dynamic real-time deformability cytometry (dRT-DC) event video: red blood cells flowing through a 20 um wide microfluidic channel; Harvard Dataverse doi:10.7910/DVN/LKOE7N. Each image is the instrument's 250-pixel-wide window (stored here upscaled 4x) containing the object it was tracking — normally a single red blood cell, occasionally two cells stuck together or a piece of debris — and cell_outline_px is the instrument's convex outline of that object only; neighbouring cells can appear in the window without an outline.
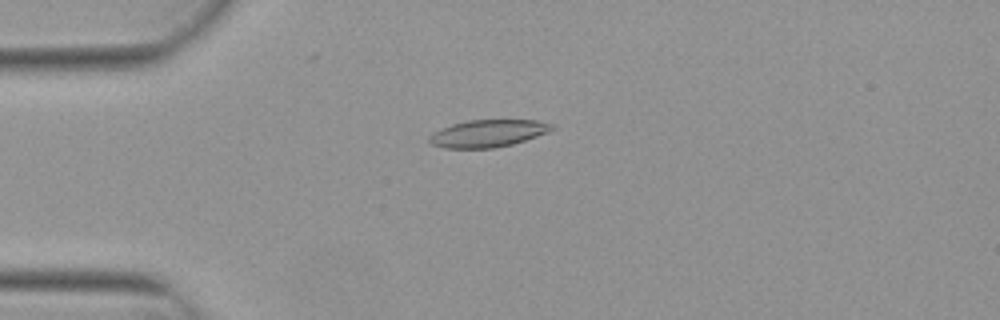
{"species": "Egyptian fruit bat (a non-hibernating species)", "species_latin": "Rousettus aegyptiacus", "temperature_condition": "warm", "stored_images_in_passage": 44, "camera_frame_rate_fps": 3000, "um_per_image_px": 0.085, "animal": {"sex": "female"}, "frame": {"image": 1, "passage_image": 4, "time_ms": 1.0, "image_size_px": [1000, 320], "cell_outline_px": [[556, 128], [548, 132], [512, 144], [492, 148], [444, 148], [432, 144], [428, 140], [428, 136], [432, 132], [440, 128], [452, 124], [468, 120], [540, 120], [556, 124]], "centroid_in_image_um": [41.48, 11.32], "position_along_channel_um": 43.5, "area_um2": 19.65}}
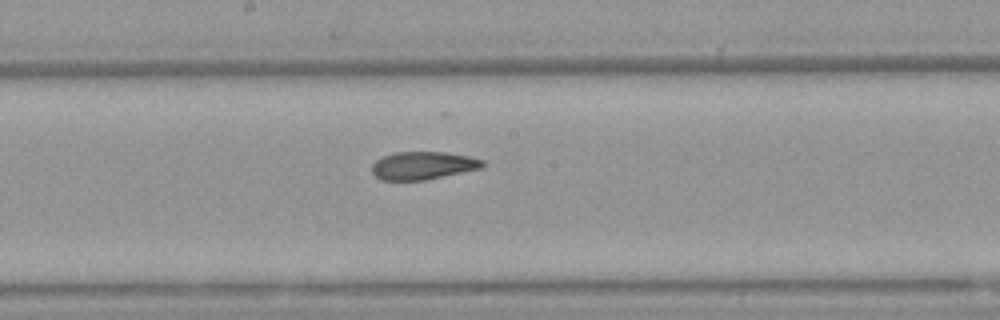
{"frame": {"image": 2, "passage_image": 19, "time_ms": 6.0, "image_size_px": [1000, 320], "cell_outline_px": [[484, 164], [480, 168], [424, 180], [380, 180], [372, 172], [372, 164], [376, 160], [384, 156], [396, 152], [444, 152], [468, 156], [484, 160]], "centroid_in_image_um": [35.92, 14.07], "position_along_channel_um": 212.3, "area_um2": 17.74}}
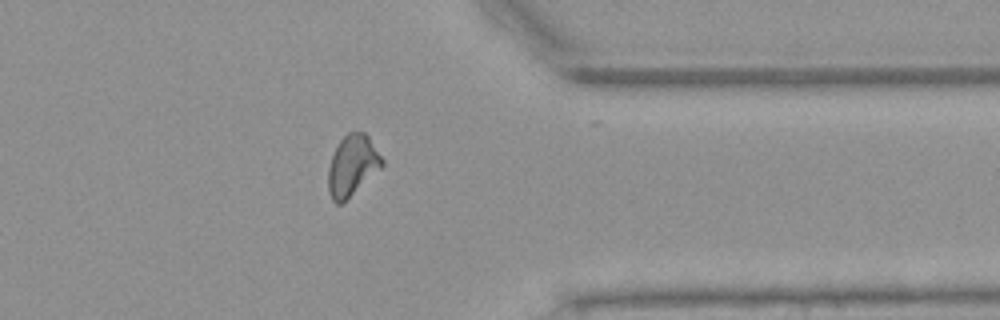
{"frame": {"image": 3, "passage_image": 33, "time_ms": 10.667, "image_size_px": [1000, 320], "cell_outline_px": [[384, 164], [380, 168], [340, 204], [336, 204], [332, 200], [328, 192], [328, 168], [332, 156], [340, 140], [348, 132], [364, 132], [368, 136], [384, 160]], "centroid_in_image_um": [29.93, 14.05], "position_along_channel_um": 381.5, "area_um2": 18.61}, "authors_computed_cell_mechanics": {"area_um2": 18.8428, "velocity_mm_per_s": 3.8323, "shape_relaxation_time_tau1_ms": null, "shape_relaxation_time_tau2_ms": 2.1681, "deformation_change_tau1": null, "deformation_change_tau2": 0.0827}}